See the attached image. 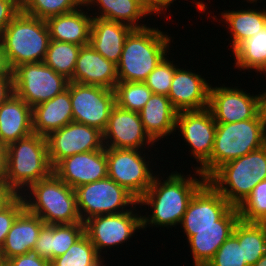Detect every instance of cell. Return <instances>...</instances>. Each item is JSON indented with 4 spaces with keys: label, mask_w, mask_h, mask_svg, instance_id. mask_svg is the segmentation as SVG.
<instances>
[{
    "label": "cell",
    "mask_w": 266,
    "mask_h": 266,
    "mask_svg": "<svg viewBox=\"0 0 266 266\" xmlns=\"http://www.w3.org/2000/svg\"><path fill=\"white\" fill-rule=\"evenodd\" d=\"M14 94L12 71L3 68L0 71V105L6 102Z\"/></svg>",
    "instance_id": "43"
},
{
    "label": "cell",
    "mask_w": 266,
    "mask_h": 266,
    "mask_svg": "<svg viewBox=\"0 0 266 266\" xmlns=\"http://www.w3.org/2000/svg\"><path fill=\"white\" fill-rule=\"evenodd\" d=\"M74 193L82 222L99 215L119 214L138 204L131 193L109 177L75 187Z\"/></svg>",
    "instance_id": "8"
},
{
    "label": "cell",
    "mask_w": 266,
    "mask_h": 266,
    "mask_svg": "<svg viewBox=\"0 0 266 266\" xmlns=\"http://www.w3.org/2000/svg\"><path fill=\"white\" fill-rule=\"evenodd\" d=\"M237 207L232 206L221 218L220 227L183 229L193 258L194 266H206L220 246L231 236L239 221Z\"/></svg>",
    "instance_id": "17"
},
{
    "label": "cell",
    "mask_w": 266,
    "mask_h": 266,
    "mask_svg": "<svg viewBox=\"0 0 266 266\" xmlns=\"http://www.w3.org/2000/svg\"><path fill=\"white\" fill-rule=\"evenodd\" d=\"M253 266H266V254H264Z\"/></svg>",
    "instance_id": "48"
},
{
    "label": "cell",
    "mask_w": 266,
    "mask_h": 266,
    "mask_svg": "<svg viewBox=\"0 0 266 266\" xmlns=\"http://www.w3.org/2000/svg\"><path fill=\"white\" fill-rule=\"evenodd\" d=\"M53 173L73 189L105 179L108 177L106 148L68 156L53 167Z\"/></svg>",
    "instance_id": "18"
},
{
    "label": "cell",
    "mask_w": 266,
    "mask_h": 266,
    "mask_svg": "<svg viewBox=\"0 0 266 266\" xmlns=\"http://www.w3.org/2000/svg\"><path fill=\"white\" fill-rule=\"evenodd\" d=\"M46 20L22 11L7 25L0 36L3 68L12 71L23 63L43 62L50 43Z\"/></svg>",
    "instance_id": "3"
},
{
    "label": "cell",
    "mask_w": 266,
    "mask_h": 266,
    "mask_svg": "<svg viewBox=\"0 0 266 266\" xmlns=\"http://www.w3.org/2000/svg\"><path fill=\"white\" fill-rule=\"evenodd\" d=\"M165 56L156 68L148 75L144 83L151 89L152 93L168 96L171 88V82L175 70L179 67L175 61L169 60Z\"/></svg>",
    "instance_id": "38"
},
{
    "label": "cell",
    "mask_w": 266,
    "mask_h": 266,
    "mask_svg": "<svg viewBox=\"0 0 266 266\" xmlns=\"http://www.w3.org/2000/svg\"><path fill=\"white\" fill-rule=\"evenodd\" d=\"M52 173L46 137L32 133L7 145L4 181L18 195Z\"/></svg>",
    "instance_id": "5"
},
{
    "label": "cell",
    "mask_w": 266,
    "mask_h": 266,
    "mask_svg": "<svg viewBox=\"0 0 266 266\" xmlns=\"http://www.w3.org/2000/svg\"><path fill=\"white\" fill-rule=\"evenodd\" d=\"M84 234V222L73 224H45L40 231L34 250L51 262L62 256Z\"/></svg>",
    "instance_id": "28"
},
{
    "label": "cell",
    "mask_w": 266,
    "mask_h": 266,
    "mask_svg": "<svg viewBox=\"0 0 266 266\" xmlns=\"http://www.w3.org/2000/svg\"><path fill=\"white\" fill-rule=\"evenodd\" d=\"M132 28L123 23L93 17L89 45L107 60L118 64L124 41Z\"/></svg>",
    "instance_id": "27"
},
{
    "label": "cell",
    "mask_w": 266,
    "mask_h": 266,
    "mask_svg": "<svg viewBox=\"0 0 266 266\" xmlns=\"http://www.w3.org/2000/svg\"><path fill=\"white\" fill-rule=\"evenodd\" d=\"M222 85H211L209 90L208 108L216 123L239 122L255 118L260 113V92L251 95L237 86Z\"/></svg>",
    "instance_id": "14"
},
{
    "label": "cell",
    "mask_w": 266,
    "mask_h": 266,
    "mask_svg": "<svg viewBox=\"0 0 266 266\" xmlns=\"http://www.w3.org/2000/svg\"><path fill=\"white\" fill-rule=\"evenodd\" d=\"M33 133L47 137L73 122L70 91L64 90L54 98L32 108Z\"/></svg>",
    "instance_id": "25"
},
{
    "label": "cell",
    "mask_w": 266,
    "mask_h": 266,
    "mask_svg": "<svg viewBox=\"0 0 266 266\" xmlns=\"http://www.w3.org/2000/svg\"><path fill=\"white\" fill-rule=\"evenodd\" d=\"M49 161L54 167L60 160L75 154L104 147L103 133L94 127L76 122L50 133L46 137Z\"/></svg>",
    "instance_id": "15"
},
{
    "label": "cell",
    "mask_w": 266,
    "mask_h": 266,
    "mask_svg": "<svg viewBox=\"0 0 266 266\" xmlns=\"http://www.w3.org/2000/svg\"><path fill=\"white\" fill-rule=\"evenodd\" d=\"M20 12L21 0H0V36Z\"/></svg>",
    "instance_id": "41"
},
{
    "label": "cell",
    "mask_w": 266,
    "mask_h": 266,
    "mask_svg": "<svg viewBox=\"0 0 266 266\" xmlns=\"http://www.w3.org/2000/svg\"><path fill=\"white\" fill-rule=\"evenodd\" d=\"M72 82L114 90L118 82L117 65L107 60L90 45L82 46L76 61Z\"/></svg>",
    "instance_id": "21"
},
{
    "label": "cell",
    "mask_w": 266,
    "mask_h": 266,
    "mask_svg": "<svg viewBox=\"0 0 266 266\" xmlns=\"http://www.w3.org/2000/svg\"><path fill=\"white\" fill-rule=\"evenodd\" d=\"M20 195L24 200L25 209L39 216L45 224L60 225L82 222L74 189L54 173L31 184Z\"/></svg>",
    "instance_id": "6"
},
{
    "label": "cell",
    "mask_w": 266,
    "mask_h": 266,
    "mask_svg": "<svg viewBox=\"0 0 266 266\" xmlns=\"http://www.w3.org/2000/svg\"><path fill=\"white\" fill-rule=\"evenodd\" d=\"M172 38L150 24L132 29L124 41L117 64L118 82H144L167 53L170 54Z\"/></svg>",
    "instance_id": "2"
},
{
    "label": "cell",
    "mask_w": 266,
    "mask_h": 266,
    "mask_svg": "<svg viewBox=\"0 0 266 266\" xmlns=\"http://www.w3.org/2000/svg\"><path fill=\"white\" fill-rule=\"evenodd\" d=\"M223 21L226 28L231 33V46L232 52L246 39L257 34L266 26V8L263 10L256 8H245L244 10H227L221 12Z\"/></svg>",
    "instance_id": "30"
},
{
    "label": "cell",
    "mask_w": 266,
    "mask_h": 266,
    "mask_svg": "<svg viewBox=\"0 0 266 266\" xmlns=\"http://www.w3.org/2000/svg\"><path fill=\"white\" fill-rule=\"evenodd\" d=\"M232 205L206 181L188 203L181 221L182 229L220 227V218Z\"/></svg>",
    "instance_id": "19"
},
{
    "label": "cell",
    "mask_w": 266,
    "mask_h": 266,
    "mask_svg": "<svg viewBox=\"0 0 266 266\" xmlns=\"http://www.w3.org/2000/svg\"><path fill=\"white\" fill-rule=\"evenodd\" d=\"M260 115L266 129V93L260 92Z\"/></svg>",
    "instance_id": "47"
},
{
    "label": "cell",
    "mask_w": 266,
    "mask_h": 266,
    "mask_svg": "<svg viewBox=\"0 0 266 266\" xmlns=\"http://www.w3.org/2000/svg\"><path fill=\"white\" fill-rule=\"evenodd\" d=\"M210 86L204 76L179 67L173 75L168 98L178 112L204 109L209 106Z\"/></svg>",
    "instance_id": "20"
},
{
    "label": "cell",
    "mask_w": 266,
    "mask_h": 266,
    "mask_svg": "<svg viewBox=\"0 0 266 266\" xmlns=\"http://www.w3.org/2000/svg\"><path fill=\"white\" fill-rule=\"evenodd\" d=\"M84 0H21V11L42 20L77 10Z\"/></svg>",
    "instance_id": "35"
},
{
    "label": "cell",
    "mask_w": 266,
    "mask_h": 266,
    "mask_svg": "<svg viewBox=\"0 0 266 266\" xmlns=\"http://www.w3.org/2000/svg\"><path fill=\"white\" fill-rule=\"evenodd\" d=\"M73 122L94 127L102 133L115 103V92L101 86L69 82Z\"/></svg>",
    "instance_id": "12"
},
{
    "label": "cell",
    "mask_w": 266,
    "mask_h": 266,
    "mask_svg": "<svg viewBox=\"0 0 266 266\" xmlns=\"http://www.w3.org/2000/svg\"><path fill=\"white\" fill-rule=\"evenodd\" d=\"M177 113L168 96L154 93L139 111L145 131L157 143L161 138L163 141L164 137L176 134Z\"/></svg>",
    "instance_id": "26"
},
{
    "label": "cell",
    "mask_w": 266,
    "mask_h": 266,
    "mask_svg": "<svg viewBox=\"0 0 266 266\" xmlns=\"http://www.w3.org/2000/svg\"><path fill=\"white\" fill-rule=\"evenodd\" d=\"M232 53L235 68L248 72L253 70L258 74L266 66V26L243 41Z\"/></svg>",
    "instance_id": "32"
},
{
    "label": "cell",
    "mask_w": 266,
    "mask_h": 266,
    "mask_svg": "<svg viewBox=\"0 0 266 266\" xmlns=\"http://www.w3.org/2000/svg\"><path fill=\"white\" fill-rule=\"evenodd\" d=\"M5 266H51V262L43 259L40 255L34 250L31 249L23 255H19L8 259L5 263Z\"/></svg>",
    "instance_id": "42"
},
{
    "label": "cell",
    "mask_w": 266,
    "mask_h": 266,
    "mask_svg": "<svg viewBox=\"0 0 266 266\" xmlns=\"http://www.w3.org/2000/svg\"><path fill=\"white\" fill-rule=\"evenodd\" d=\"M89 11L90 10L84 4L72 12L48 18L46 23L49 29L50 39L59 42L73 43L79 46L89 45L91 23L93 19Z\"/></svg>",
    "instance_id": "23"
},
{
    "label": "cell",
    "mask_w": 266,
    "mask_h": 266,
    "mask_svg": "<svg viewBox=\"0 0 266 266\" xmlns=\"http://www.w3.org/2000/svg\"><path fill=\"white\" fill-rule=\"evenodd\" d=\"M137 205L119 214L99 215L84 221V233L101 257L102 252L107 253L106 248H119L120 244H127L135 232H140L142 214L136 210ZM104 249L106 251H102Z\"/></svg>",
    "instance_id": "11"
},
{
    "label": "cell",
    "mask_w": 266,
    "mask_h": 266,
    "mask_svg": "<svg viewBox=\"0 0 266 266\" xmlns=\"http://www.w3.org/2000/svg\"><path fill=\"white\" fill-rule=\"evenodd\" d=\"M45 222L24 209L14 220L0 249V263L33 249Z\"/></svg>",
    "instance_id": "22"
},
{
    "label": "cell",
    "mask_w": 266,
    "mask_h": 266,
    "mask_svg": "<svg viewBox=\"0 0 266 266\" xmlns=\"http://www.w3.org/2000/svg\"><path fill=\"white\" fill-rule=\"evenodd\" d=\"M178 128V129H177ZM179 130L189 147L190 155L199 164L194 169L199 170L209 159L214 146L216 121L210 109L179 111L176 117V129Z\"/></svg>",
    "instance_id": "13"
},
{
    "label": "cell",
    "mask_w": 266,
    "mask_h": 266,
    "mask_svg": "<svg viewBox=\"0 0 266 266\" xmlns=\"http://www.w3.org/2000/svg\"><path fill=\"white\" fill-rule=\"evenodd\" d=\"M81 47L73 43L50 40L43 62L56 73L63 75L69 82H72Z\"/></svg>",
    "instance_id": "33"
},
{
    "label": "cell",
    "mask_w": 266,
    "mask_h": 266,
    "mask_svg": "<svg viewBox=\"0 0 266 266\" xmlns=\"http://www.w3.org/2000/svg\"><path fill=\"white\" fill-rule=\"evenodd\" d=\"M149 12V0H139Z\"/></svg>",
    "instance_id": "49"
},
{
    "label": "cell",
    "mask_w": 266,
    "mask_h": 266,
    "mask_svg": "<svg viewBox=\"0 0 266 266\" xmlns=\"http://www.w3.org/2000/svg\"><path fill=\"white\" fill-rule=\"evenodd\" d=\"M3 69V65H2V62H1V57H0V71Z\"/></svg>",
    "instance_id": "53"
},
{
    "label": "cell",
    "mask_w": 266,
    "mask_h": 266,
    "mask_svg": "<svg viewBox=\"0 0 266 266\" xmlns=\"http://www.w3.org/2000/svg\"><path fill=\"white\" fill-rule=\"evenodd\" d=\"M194 172L193 175L185 176L181 172L173 171L169 175L167 174L166 179L156 173L152 184L138 200V205L141 206L138 207L141 210L142 206L147 208L148 205V210L152 211L148 216H141L142 230L146 231L149 226L172 229L181 224L189 201L207 181L198 170L195 169Z\"/></svg>",
    "instance_id": "1"
},
{
    "label": "cell",
    "mask_w": 266,
    "mask_h": 266,
    "mask_svg": "<svg viewBox=\"0 0 266 266\" xmlns=\"http://www.w3.org/2000/svg\"><path fill=\"white\" fill-rule=\"evenodd\" d=\"M245 1V0H244ZM248 3L250 4H257L259 2V0H246ZM258 1V2H257ZM263 1V0H260V2Z\"/></svg>",
    "instance_id": "51"
},
{
    "label": "cell",
    "mask_w": 266,
    "mask_h": 266,
    "mask_svg": "<svg viewBox=\"0 0 266 266\" xmlns=\"http://www.w3.org/2000/svg\"><path fill=\"white\" fill-rule=\"evenodd\" d=\"M118 107L139 112L152 96L151 89L144 82H117L114 88Z\"/></svg>",
    "instance_id": "36"
},
{
    "label": "cell",
    "mask_w": 266,
    "mask_h": 266,
    "mask_svg": "<svg viewBox=\"0 0 266 266\" xmlns=\"http://www.w3.org/2000/svg\"><path fill=\"white\" fill-rule=\"evenodd\" d=\"M206 266H248L243 260L242 244H239L238 238L233 233Z\"/></svg>",
    "instance_id": "39"
},
{
    "label": "cell",
    "mask_w": 266,
    "mask_h": 266,
    "mask_svg": "<svg viewBox=\"0 0 266 266\" xmlns=\"http://www.w3.org/2000/svg\"><path fill=\"white\" fill-rule=\"evenodd\" d=\"M237 209L240 220L244 222L260 223L266 218V179L253 188Z\"/></svg>",
    "instance_id": "37"
},
{
    "label": "cell",
    "mask_w": 266,
    "mask_h": 266,
    "mask_svg": "<svg viewBox=\"0 0 266 266\" xmlns=\"http://www.w3.org/2000/svg\"><path fill=\"white\" fill-rule=\"evenodd\" d=\"M266 179V145L218 167L207 181L234 207Z\"/></svg>",
    "instance_id": "7"
},
{
    "label": "cell",
    "mask_w": 266,
    "mask_h": 266,
    "mask_svg": "<svg viewBox=\"0 0 266 266\" xmlns=\"http://www.w3.org/2000/svg\"><path fill=\"white\" fill-rule=\"evenodd\" d=\"M260 223L263 225L266 231V218H264Z\"/></svg>",
    "instance_id": "52"
},
{
    "label": "cell",
    "mask_w": 266,
    "mask_h": 266,
    "mask_svg": "<svg viewBox=\"0 0 266 266\" xmlns=\"http://www.w3.org/2000/svg\"><path fill=\"white\" fill-rule=\"evenodd\" d=\"M7 161V145L0 143V181L4 180Z\"/></svg>",
    "instance_id": "46"
},
{
    "label": "cell",
    "mask_w": 266,
    "mask_h": 266,
    "mask_svg": "<svg viewBox=\"0 0 266 266\" xmlns=\"http://www.w3.org/2000/svg\"><path fill=\"white\" fill-rule=\"evenodd\" d=\"M266 145V129L260 113L252 119L216 123L210 159L198 170L206 179L221 165Z\"/></svg>",
    "instance_id": "4"
},
{
    "label": "cell",
    "mask_w": 266,
    "mask_h": 266,
    "mask_svg": "<svg viewBox=\"0 0 266 266\" xmlns=\"http://www.w3.org/2000/svg\"><path fill=\"white\" fill-rule=\"evenodd\" d=\"M233 234L242 244L243 260L248 266H253L266 254V231L261 223L244 222L239 219Z\"/></svg>",
    "instance_id": "31"
},
{
    "label": "cell",
    "mask_w": 266,
    "mask_h": 266,
    "mask_svg": "<svg viewBox=\"0 0 266 266\" xmlns=\"http://www.w3.org/2000/svg\"><path fill=\"white\" fill-rule=\"evenodd\" d=\"M32 133V108L14 93L0 105V143L8 145Z\"/></svg>",
    "instance_id": "24"
},
{
    "label": "cell",
    "mask_w": 266,
    "mask_h": 266,
    "mask_svg": "<svg viewBox=\"0 0 266 266\" xmlns=\"http://www.w3.org/2000/svg\"><path fill=\"white\" fill-rule=\"evenodd\" d=\"M145 151L106 148L108 177L124 187L137 200L148 190L156 175L153 173V166L149 164L152 162L145 159Z\"/></svg>",
    "instance_id": "10"
},
{
    "label": "cell",
    "mask_w": 266,
    "mask_h": 266,
    "mask_svg": "<svg viewBox=\"0 0 266 266\" xmlns=\"http://www.w3.org/2000/svg\"><path fill=\"white\" fill-rule=\"evenodd\" d=\"M84 4L89 10L97 6L98 9H91L93 17L123 23L132 29L146 27L147 24H143L144 18L149 15L151 17V14L139 0H84ZM139 20L143 22L140 23Z\"/></svg>",
    "instance_id": "29"
},
{
    "label": "cell",
    "mask_w": 266,
    "mask_h": 266,
    "mask_svg": "<svg viewBox=\"0 0 266 266\" xmlns=\"http://www.w3.org/2000/svg\"><path fill=\"white\" fill-rule=\"evenodd\" d=\"M260 75L263 73V76L265 75V77H266V66L260 71V72H258ZM263 93H266V89H265V91L263 90L262 91Z\"/></svg>",
    "instance_id": "50"
},
{
    "label": "cell",
    "mask_w": 266,
    "mask_h": 266,
    "mask_svg": "<svg viewBox=\"0 0 266 266\" xmlns=\"http://www.w3.org/2000/svg\"><path fill=\"white\" fill-rule=\"evenodd\" d=\"M25 209L24 200L18 195L0 212V249L16 217Z\"/></svg>",
    "instance_id": "40"
},
{
    "label": "cell",
    "mask_w": 266,
    "mask_h": 266,
    "mask_svg": "<svg viewBox=\"0 0 266 266\" xmlns=\"http://www.w3.org/2000/svg\"><path fill=\"white\" fill-rule=\"evenodd\" d=\"M104 257L84 233L62 256L54 258L51 266H105Z\"/></svg>",
    "instance_id": "34"
},
{
    "label": "cell",
    "mask_w": 266,
    "mask_h": 266,
    "mask_svg": "<svg viewBox=\"0 0 266 266\" xmlns=\"http://www.w3.org/2000/svg\"><path fill=\"white\" fill-rule=\"evenodd\" d=\"M105 148L151 150L156 142L145 131L139 112L124 110L115 105L103 132ZM148 145V147H147Z\"/></svg>",
    "instance_id": "16"
},
{
    "label": "cell",
    "mask_w": 266,
    "mask_h": 266,
    "mask_svg": "<svg viewBox=\"0 0 266 266\" xmlns=\"http://www.w3.org/2000/svg\"><path fill=\"white\" fill-rule=\"evenodd\" d=\"M12 74L14 93L31 108L62 93L69 83L44 62L20 64Z\"/></svg>",
    "instance_id": "9"
},
{
    "label": "cell",
    "mask_w": 266,
    "mask_h": 266,
    "mask_svg": "<svg viewBox=\"0 0 266 266\" xmlns=\"http://www.w3.org/2000/svg\"><path fill=\"white\" fill-rule=\"evenodd\" d=\"M18 194L4 181H0V212L4 210Z\"/></svg>",
    "instance_id": "44"
},
{
    "label": "cell",
    "mask_w": 266,
    "mask_h": 266,
    "mask_svg": "<svg viewBox=\"0 0 266 266\" xmlns=\"http://www.w3.org/2000/svg\"><path fill=\"white\" fill-rule=\"evenodd\" d=\"M176 0H149V13L161 17L164 12L171 8V4ZM162 12V13H161ZM161 14V15H160Z\"/></svg>",
    "instance_id": "45"
}]
</instances>
